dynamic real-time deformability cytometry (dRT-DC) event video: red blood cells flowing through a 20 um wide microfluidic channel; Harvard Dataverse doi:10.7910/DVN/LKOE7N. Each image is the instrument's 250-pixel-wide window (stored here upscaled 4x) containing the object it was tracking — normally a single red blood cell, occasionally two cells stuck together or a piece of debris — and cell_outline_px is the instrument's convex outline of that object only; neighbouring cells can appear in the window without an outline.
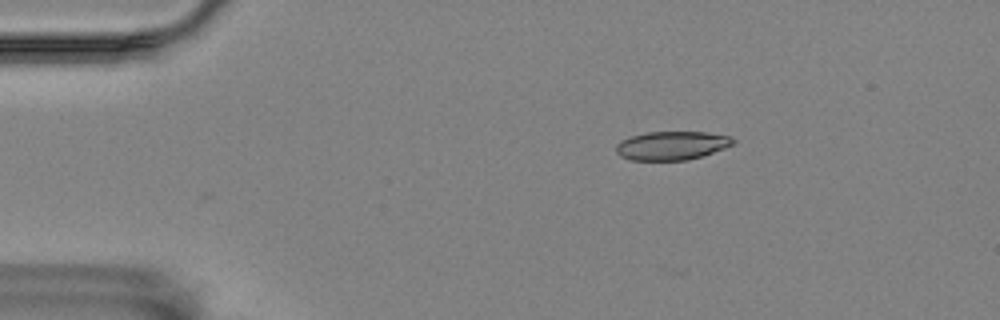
{"species": "Egyptian fruit bat (a non-hibernating species)", "species_latin": "Rousettus aegyptiacus", "temperature_condition": "room temperature", "stored_images_in_passage": 41, "camera_frame_rate_fps": 3000, "um_per_image_px": 0.085, "animal": {"sex": "female"}, "frame": {"image": 1, "passage_image": 4, "time_ms": 1.0, "image_size_px": [1000, 320], "cell_outline_px": [[736, 140], [732, 144], [724, 148], [704, 156], [688, 160], [628, 160], [620, 156], [616, 152], [616, 144], [620, 140], [632, 136], [648, 132], [708, 132], [728, 136]], "centroid_in_image_um": [57.08, 12.38], "position_along_channel_um": 27.9, "area_um2": 19.59}}
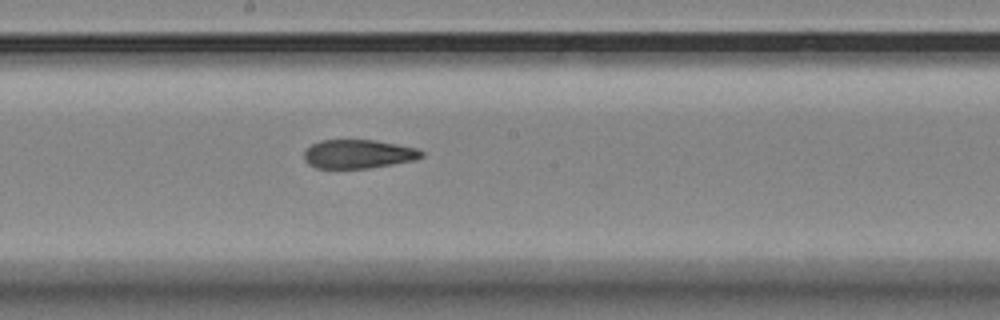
{"frame": {"image": 2, "passage_image": 25, "time_ms": 8.0, "image_size_px": [1000, 320], "cell_outline_px": [[424, 156], [416, 160], [368, 168], [316, 168], [308, 164], [304, 160], [304, 152], [312, 144], [320, 140], [376, 140], [416, 148], [424, 152]], "centroid_in_image_um": [30.46, 13.09], "position_along_channel_um": 217.7, "area_um2": 19.71}}
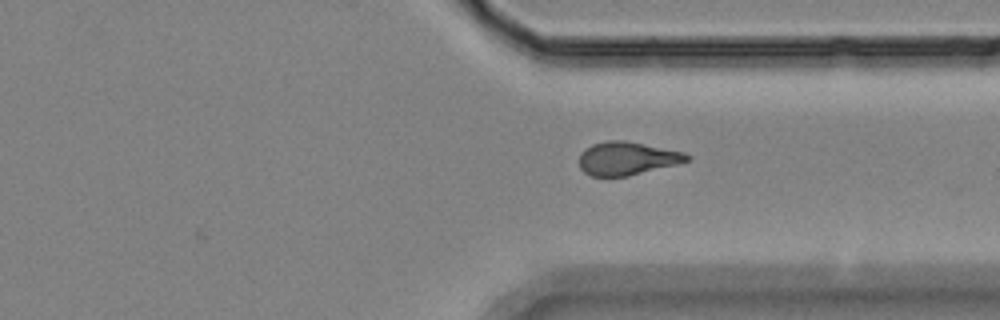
{"frame": {"image": 3, "passage_image": 37, "time_ms": 12.0, "image_size_px": [1000, 320], "cell_outline_px": [[692, 156], [688, 160], [676, 164], [628, 176], [592, 176], [584, 172], [580, 168], [580, 152], [592, 144], [608, 140], [624, 140], [684, 152]], "centroid_in_image_um": [53.28, 13.46], "position_along_channel_um": 358.1, "area_um2": 20.69}, "authors_computed_cell_mechanics": {"area_um2": 20.6924, "velocity_mm_per_s": 3.5066, "shape_relaxation_time_tau1_ms": null, "shape_relaxation_time_tau2_ms": 2.5811, "deformation_change_tau1": null, "deformation_change_tau2": 0.102}}